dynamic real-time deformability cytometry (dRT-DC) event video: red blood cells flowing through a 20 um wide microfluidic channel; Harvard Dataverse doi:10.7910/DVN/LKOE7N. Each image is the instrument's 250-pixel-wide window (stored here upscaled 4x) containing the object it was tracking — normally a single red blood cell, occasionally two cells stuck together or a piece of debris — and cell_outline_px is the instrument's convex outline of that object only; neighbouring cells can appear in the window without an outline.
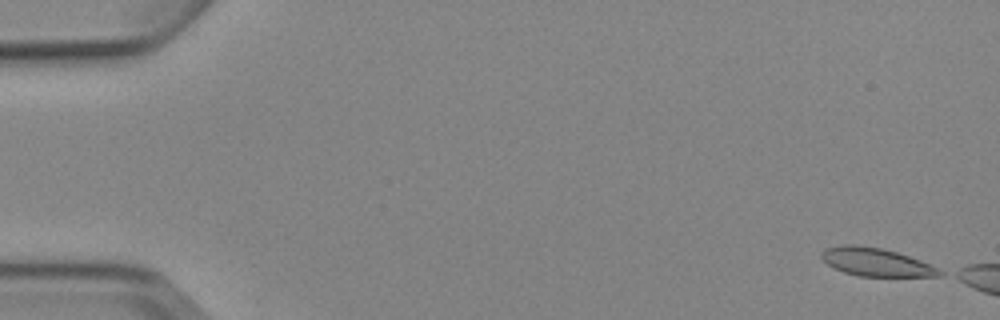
{"species": "Egyptian fruit bat (a non-hibernating species)", "species_latin": "Rousettus aegyptiacus", "temperature_condition": "cold", "stored_images_in_passage": 3, "camera_frame_rate_fps": 3000, "um_per_image_px": 0.085, "animal": {"sex": "female"}, "frame": {"image": 1, "passage_image": 1, "time_ms": 0.0, "image_size_px": [1000, 320], "cell_outline_px": [[944, 276], [860, 276], [844, 272], [828, 264], [820, 256], [820, 252], [824, 248], [844, 244], [856, 244], [880, 248], [896, 252], [920, 260], [944, 272]], "centroid_in_image_um": [74.43, 22.27], "position_along_channel_um": 10.6, "area_um2": 19.19}}